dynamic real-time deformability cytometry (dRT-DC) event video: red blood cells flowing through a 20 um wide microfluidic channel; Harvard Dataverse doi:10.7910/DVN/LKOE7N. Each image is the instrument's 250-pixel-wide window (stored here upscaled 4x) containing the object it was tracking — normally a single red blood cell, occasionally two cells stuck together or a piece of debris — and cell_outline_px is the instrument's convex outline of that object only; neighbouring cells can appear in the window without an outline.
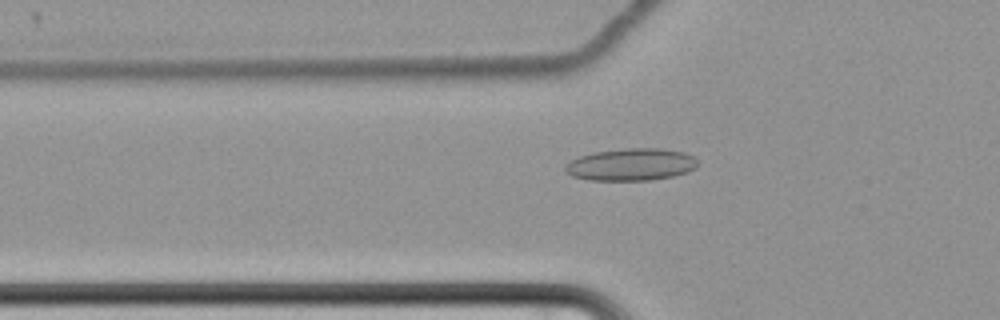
{"species": "common noctule bat (a hibernating species)", "species_latin": "Nyctalus noctula", "temperature_condition": "cold", "stored_images_in_passage": 58, "camera_frame_rate_fps": 3000, "um_per_image_px": 0.085, "animal": {"sex": "female", "body_mass_g": 22.7, "forearm_length_mm": 54.2}, "frame": {"image": 1, "passage_image": 19, "time_ms": 6.0, "image_size_px": [1000, 320], "cell_outline_px": [[700, 164], [696, 168], [688, 172], [672, 176], [648, 180], [588, 180], [572, 176], [564, 172], [564, 164], [580, 156], [592, 152], [624, 148], [660, 148], [684, 152], [692, 156]], "centroid_in_image_um": [53.62, 13.98], "position_along_channel_um": 72.2, "area_um2": 25.09}}
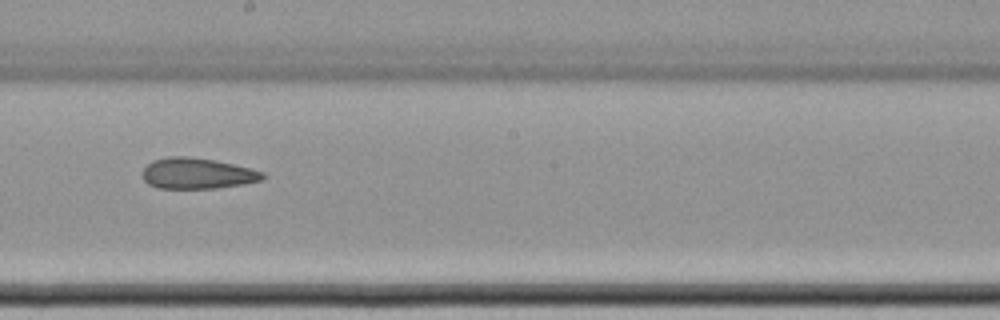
{"frame": {"image": 2, "passage_image": 33, "time_ms": 10.667, "image_size_px": [1000, 320], "cell_outline_px": [[264, 176], [260, 180], [240, 184], [216, 188], [156, 188], [148, 184], [140, 176], [144, 168], [152, 160], [168, 156], [188, 156], [216, 160], [264, 172]], "centroid_in_image_um": [16.68, 14.73], "position_along_channel_um": 231.5, "area_um2": 21.56}}
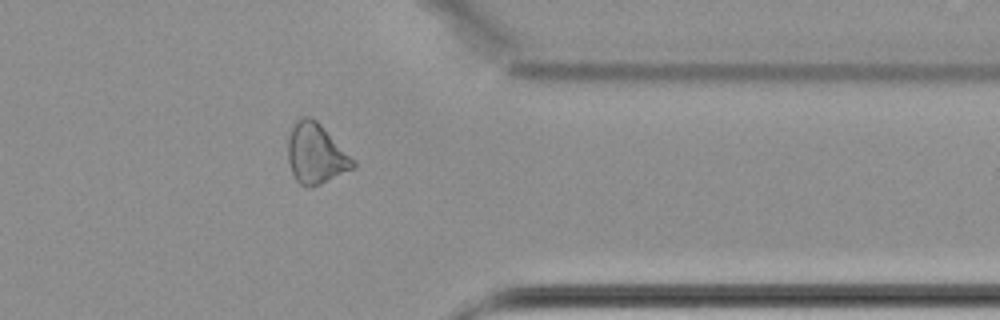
{"frame": {"image": 3, "passage_image": 47, "time_ms": 15.333, "image_size_px": [1000, 320], "cell_outline_px": [[356, 168], [320, 184], [308, 188], [300, 184], [296, 180], [292, 172], [288, 160], [288, 136], [296, 120], [304, 116], [308, 116], [316, 120], [356, 160]], "centroid_in_image_um": [26.87, 13.08], "position_along_channel_um": 384.5, "area_um2": 22.95}, "authors_computed_cell_mechanics": {"area_um2": 24.1026, "velocity_mm_per_s": 3.4434, "shape_relaxation_time_tau1_ms": null, "shape_relaxation_time_tau2_ms": 6.4678, "deformation_change_tau1": null, "deformation_change_tau2": 0.1477}}